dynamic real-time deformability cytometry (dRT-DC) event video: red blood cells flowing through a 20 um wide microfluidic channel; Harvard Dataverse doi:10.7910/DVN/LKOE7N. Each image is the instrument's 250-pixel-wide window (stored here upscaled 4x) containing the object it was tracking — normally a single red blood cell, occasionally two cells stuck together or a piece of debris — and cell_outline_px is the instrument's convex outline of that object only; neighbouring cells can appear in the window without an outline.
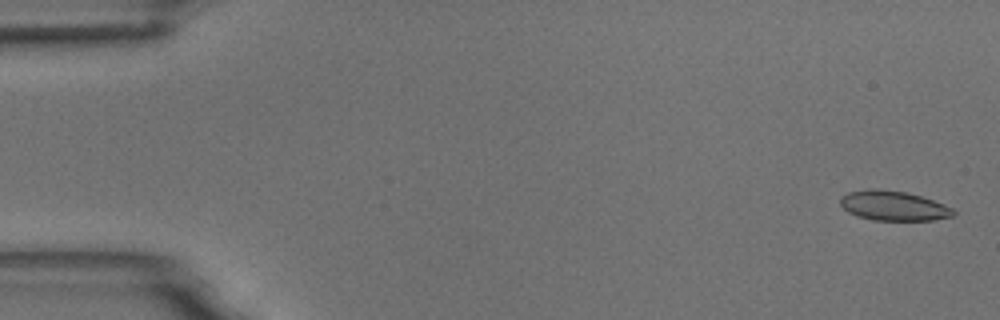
{"species": "common noctule bat (a hibernating species)", "species_latin": "Nyctalus noctula", "temperature_condition": "room temperature", "stored_images_in_passage": 55, "camera_frame_rate_fps": 3000, "um_per_image_px": 0.085, "animal": {"sex": "male", "body_mass_g": 18.8}, "frame": {"image": 1, "passage_image": 2, "time_ms": 0.333, "image_size_px": [1000, 320], "cell_outline_px": [[956, 212], [952, 216], [932, 220], [872, 220], [856, 216], [848, 212], [840, 204], [840, 196], [848, 192], [868, 188], [876, 188], [904, 192], [920, 196], [944, 204], [952, 208]], "centroid_in_image_um": [75.9, 17.48], "position_along_channel_um": 9.1, "area_um2": 19.59}}
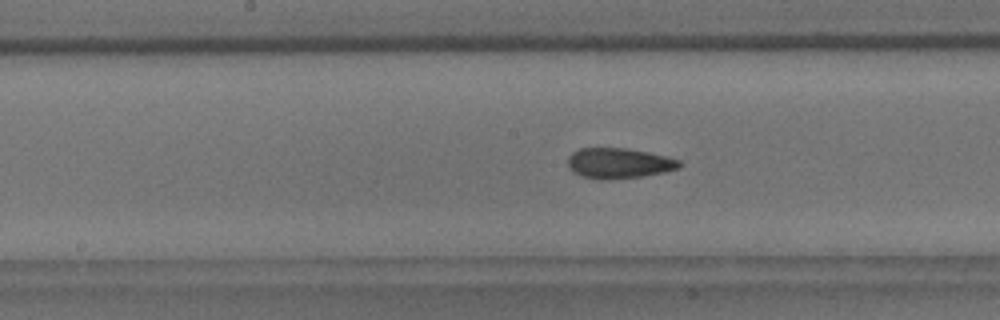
{"frame": {"image": 2, "passage_image": 28, "time_ms": 9.0, "image_size_px": [1000, 320], "cell_outline_px": [[684, 164], [680, 168], [664, 172], [640, 176], [604, 180], [600, 180], [584, 176], [572, 172], [568, 168], [568, 156], [572, 152], [580, 148], [628, 148], [648, 152], [680, 160]], "centroid_in_image_um": [52.6, 13.87], "position_along_channel_um": 195.6, "area_um2": 19.83}}
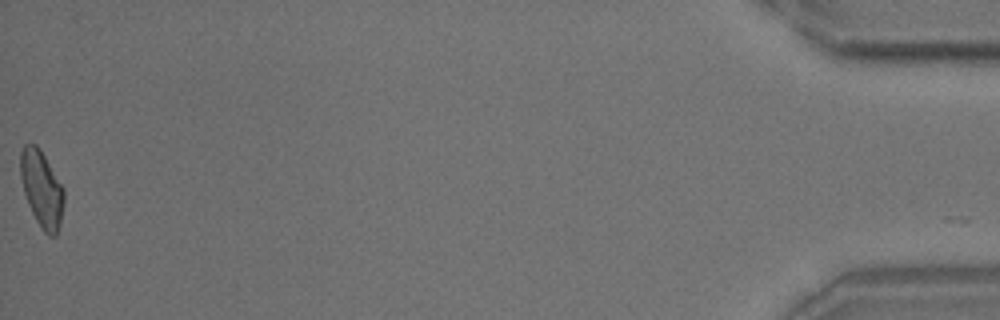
{"frame": {"image": 3, "passage_image": 55, "time_ms": 18.0, "image_size_px": [1000, 320], "cell_outline_px": [[64, 204], [60, 224], [56, 236], [48, 236], [44, 232], [36, 220], [28, 204], [24, 192], [20, 176], [20, 152], [24, 144], [36, 144], [44, 156], [64, 188]], "centroid_in_image_um": [3.55, 16.07], "position_along_channel_um": 431.7, "area_um2": 19.31}, "authors_computed_cell_mechanics": {"area_um2": 19.8254, "velocity_mm_per_s": 3.7176, "shape_relaxation_time_tau1_ms": 6.6482, "shape_relaxation_time_tau2_ms": 1.8512, "deformation_change_tau1": 0.1453, "deformation_change_tau2": 0.0802}}